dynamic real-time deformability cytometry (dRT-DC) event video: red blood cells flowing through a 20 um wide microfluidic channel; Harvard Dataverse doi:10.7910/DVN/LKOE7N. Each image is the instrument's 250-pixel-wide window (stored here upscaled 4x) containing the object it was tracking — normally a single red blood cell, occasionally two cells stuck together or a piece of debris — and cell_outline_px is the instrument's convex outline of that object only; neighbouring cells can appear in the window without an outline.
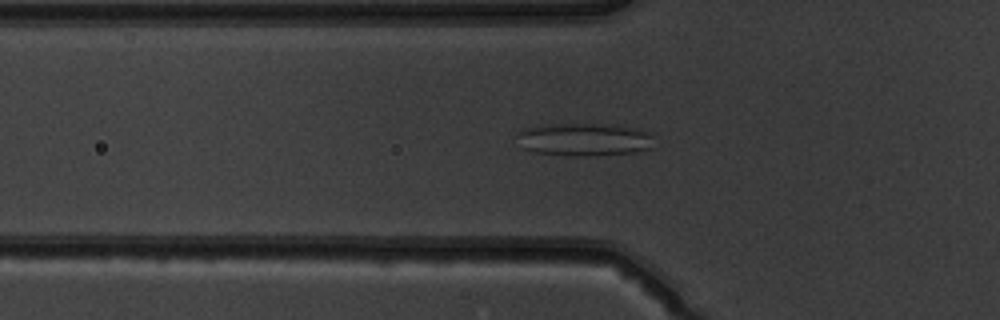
{"species": "common noctule bat (a hibernating species)", "species_latin": "Nyctalus noctula", "temperature_condition": "warm", "stored_images_in_passage": 52, "camera_frame_rate_fps": 3000, "um_per_image_px": 0.085, "animal": {"sex": "male", "body_mass_g": 19.5, "forearm_length_mm": 54.6}, "frame": {"image": 1, "passage_image": 18, "time_ms": 5.667, "image_size_px": [1000, 320], "cell_outline_px": [[652, 148], [632, 152], [584, 156], [572, 156], [536, 152], [524, 148], [516, 136], [516, 132], [524, 128], [548, 124], [612, 124], [640, 128], [648, 132], [652, 136]], "centroid_in_image_um": [49.66, 11.84], "position_along_channel_um": 76.1, "area_um2": 26.3}}
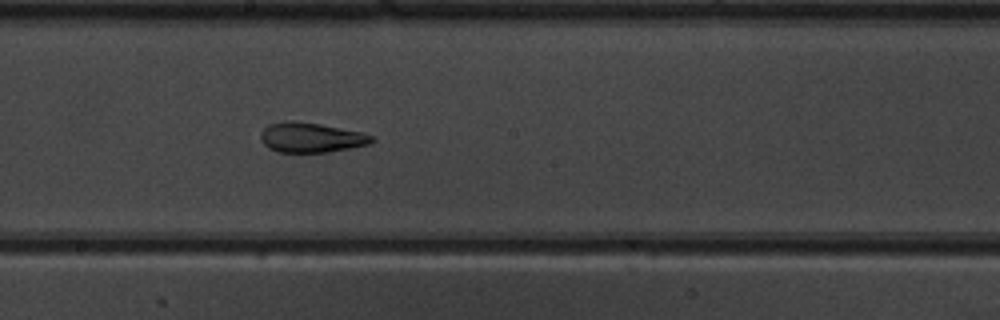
{"frame": {"image": 2, "passage_image": 29, "time_ms": 9.333, "image_size_px": [1000, 320], "cell_outline_px": [[376, 140], [368, 144], [328, 152], [280, 152], [268, 148], [260, 140], [260, 132], [268, 124], [284, 120], [296, 120], [320, 124], [360, 132], [372, 136]], "centroid_in_image_um": [26.38, 11.67], "position_along_channel_um": 221.8, "area_um2": 19.36}}
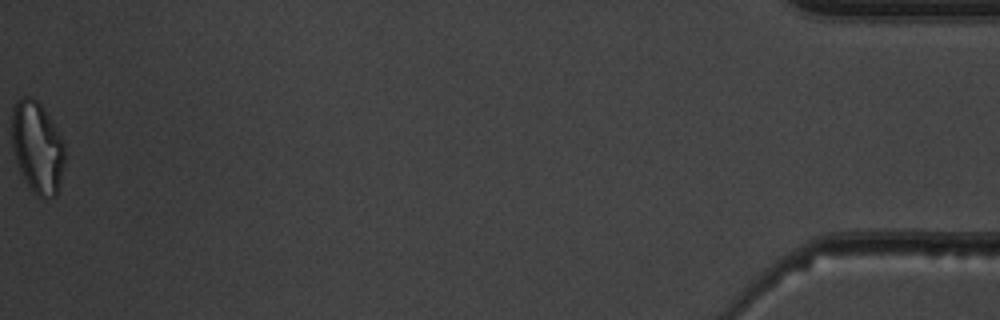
{"frame": {"image": 3, "passage_image": 52, "time_ms": 17.0, "image_size_px": [1000, 320], "cell_outline_px": [[64, 164], [60, 184], [56, 196], [48, 200], [44, 200], [36, 196], [20, 172], [12, 148], [12, 108], [16, 100], [20, 96], [28, 96], [36, 100], [40, 104], [64, 140]], "centroid_in_image_um": [3.17, 12.55], "position_along_channel_um": 432.0, "area_um2": 28.55}, "authors_computed_cell_mechanics": {"area_um2": 25.1141, "velocity_mm_per_s": 3.9544, "shape_relaxation_time_tau1_ms": null, "shape_relaxation_time_tau2_ms": 1.7193, "deformation_change_tau1": null, "deformation_change_tau2": 0.1077}}